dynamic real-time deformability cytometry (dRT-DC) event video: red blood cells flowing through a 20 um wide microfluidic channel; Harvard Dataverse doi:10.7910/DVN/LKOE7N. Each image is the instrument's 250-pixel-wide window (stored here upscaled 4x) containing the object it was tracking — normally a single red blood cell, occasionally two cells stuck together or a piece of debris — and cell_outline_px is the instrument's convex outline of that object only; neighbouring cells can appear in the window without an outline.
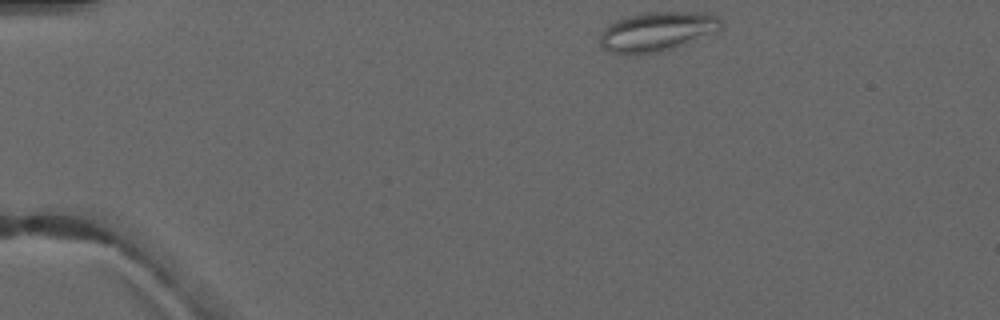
{"species": "common noctule bat (a hibernating species)", "species_latin": "Nyctalus noctula", "temperature_condition": "warm", "stored_images_in_passage": 3, "camera_frame_rate_fps": 3000, "um_per_image_px": 0.085, "animal": {"sex": "male", "forearm_length_mm": 52.5}, "frame": {"image": 1, "passage_image": 1, "time_ms": 0.0, "image_size_px": [1000, 320], "cell_outline_px": [[724, 24], [720, 28], [680, 44], [656, 52], [612, 52], [604, 48], [600, 44], [600, 32], [608, 24], [616, 20], [632, 16], [652, 12], [704, 12], [716, 16]], "centroid_in_image_um": [55.8, 2.63], "position_along_channel_um": 29.2, "area_um2": 26.36}}